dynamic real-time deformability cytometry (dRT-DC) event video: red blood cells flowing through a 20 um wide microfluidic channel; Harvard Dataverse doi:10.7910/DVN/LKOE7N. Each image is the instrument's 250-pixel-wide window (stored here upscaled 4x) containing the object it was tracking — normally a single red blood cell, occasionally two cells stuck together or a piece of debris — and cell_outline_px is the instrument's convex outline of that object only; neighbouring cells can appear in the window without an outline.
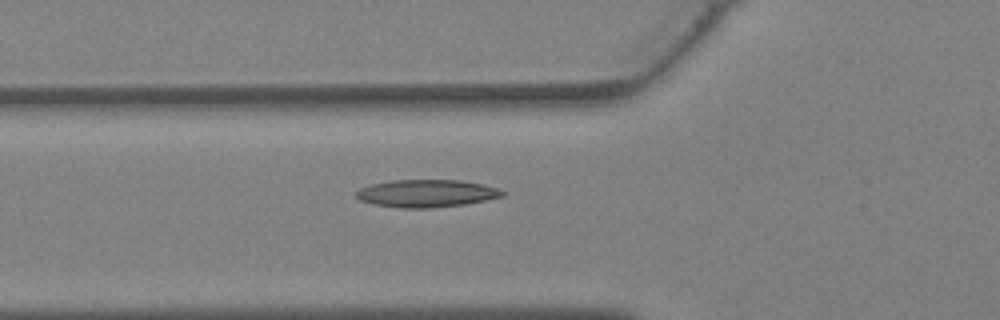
{"species": "Egyptian fruit bat (a non-hibernating species)", "species_latin": "Rousettus aegyptiacus", "temperature_condition": "warm", "stored_images_in_passage": 25, "camera_frame_rate_fps": 3000, "um_per_image_px": 0.085, "animal": {"sex": "female"}, "frame": {"image": 1, "passage_image": 2, "time_ms": 0.333, "image_size_px": [1000, 320], "cell_outline_px": [[504, 196], [464, 204], [432, 208], [400, 208], [376, 204], [360, 200], [356, 196], [356, 192], [360, 188], [372, 184], [392, 180], [460, 180], [484, 184], [496, 188], [504, 192]], "centroid_in_image_um": [36.25, 16.43], "position_along_channel_um": 89.5, "area_um2": 23.29}}
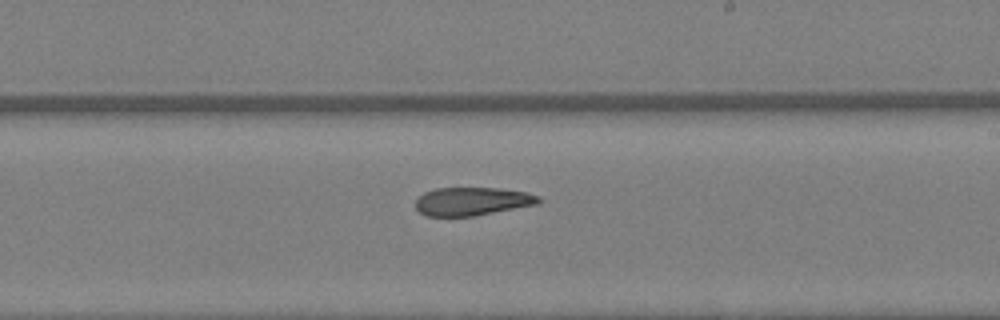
{"frame": {"image": 2, "passage_image": 11, "time_ms": 3.333, "image_size_px": [1000, 320], "cell_outline_px": [[540, 204], [476, 216], [424, 216], [416, 208], [416, 200], [424, 192], [436, 188], [496, 188], [524, 192], [540, 196]], "centroid_in_image_um": [40.14, 17.12], "position_along_channel_um": 248.9, "area_um2": 20.35}}
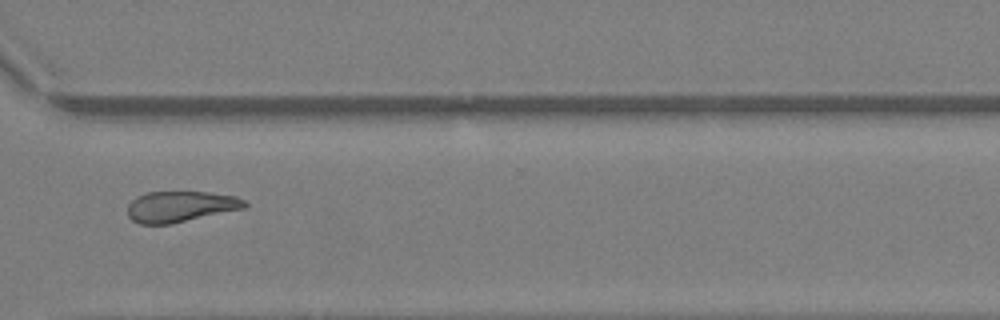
{"frame": {"image": 3, "passage_image": 17, "time_ms": 5.333, "image_size_px": [1000, 320], "cell_outline_px": [[248, 204], [244, 208], [172, 224], [140, 224], [132, 220], [128, 216], [128, 204], [136, 196], [148, 192], [208, 192], [236, 196], [244, 200]], "centroid_in_image_um": [15.32, 17.56], "position_along_channel_um": 355.3, "area_um2": 21.1}}